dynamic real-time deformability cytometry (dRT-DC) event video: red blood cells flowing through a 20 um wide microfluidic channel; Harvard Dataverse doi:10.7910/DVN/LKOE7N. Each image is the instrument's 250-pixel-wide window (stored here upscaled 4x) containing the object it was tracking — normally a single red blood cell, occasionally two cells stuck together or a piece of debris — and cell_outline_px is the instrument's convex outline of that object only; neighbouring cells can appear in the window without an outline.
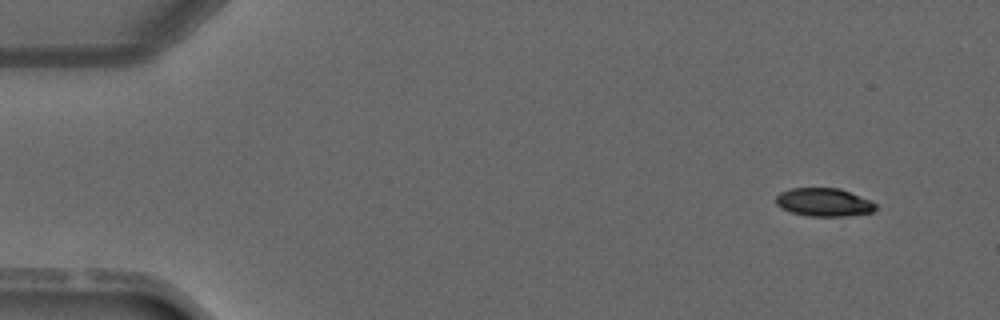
{"species": "common noctule bat (a hibernating species)", "species_latin": "Nyctalus noctula", "temperature_condition": "warm", "stored_images_in_passage": 2, "camera_frame_rate_fps": 3000, "um_per_image_px": 0.085, "animal": {"sex": "male", "forearm_length_mm": 52.5}, "frame": {"image": 1, "passage_image": 2, "time_ms": 1.333, "image_size_px": [1000, 320], "cell_outline_px": [[876, 208], [872, 212], [844, 216], [808, 216], [792, 212], [776, 204], [776, 196], [780, 192], [788, 188], [840, 188], [872, 200], [876, 204]], "centroid_in_image_um": [70.05, 17.18], "position_along_channel_um": 15.0, "area_um2": 16.42}}